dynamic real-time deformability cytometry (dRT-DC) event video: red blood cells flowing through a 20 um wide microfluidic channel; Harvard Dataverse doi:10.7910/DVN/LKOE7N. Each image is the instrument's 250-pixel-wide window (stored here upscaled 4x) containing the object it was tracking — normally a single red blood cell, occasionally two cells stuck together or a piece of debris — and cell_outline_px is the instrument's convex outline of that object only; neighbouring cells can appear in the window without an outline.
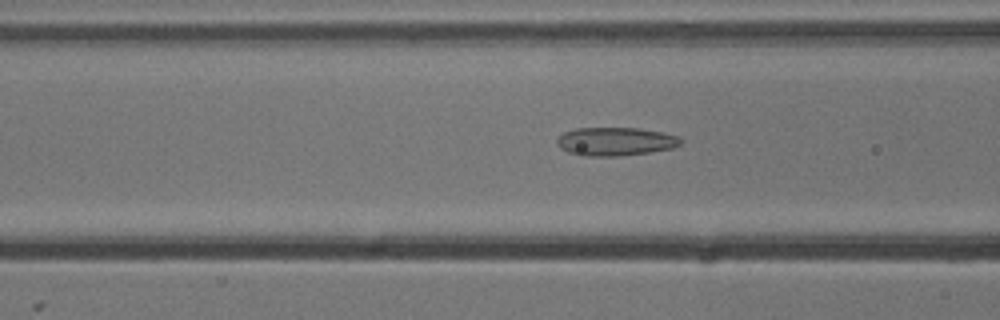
{"species": "common noctule bat (a hibernating species)", "species_latin": "Nyctalus noctula", "temperature_condition": "cold", "stored_images_in_passage": 54, "camera_frame_rate_fps": 3000, "um_per_image_px": 0.085, "animal": {"sex": "male", "body_mass_g": 13.3}, "frame": {"image": 1, "passage_image": 21, "time_ms": 6.667, "image_size_px": [1000, 320], "cell_outline_px": [[684, 140], [680, 144], [672, 148], [648, 152], [616, 156], [584, 156], [568, 152], [560, 148], [556, 144], [556, 140], [564, 132], [576, 128], [640, 128], [680, 136]], "centroid_in_image_um": [52.3, 12.02], "position_along_channel_um": 114.3, "area_um2": 20.46}}
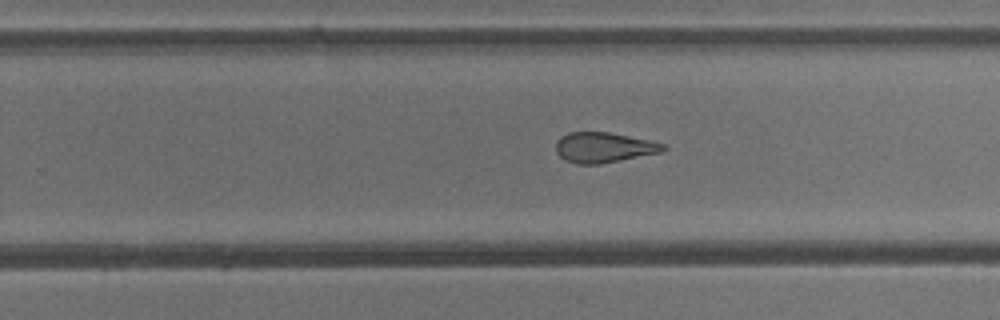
{"frame": {"image": 2, "passage_image": 34, "time_ms": 11.0, "image_size_px": [1000, 320], "cell_outline_px": [[668, 148], [664, 152], [600, 164], [576, 164], [564, 160], [556, 152], [556, 140], [560, 136], [568, 132], [608, 132], [648, 140], [664, 144]], "centroid_in_image_um": [51.31, 12.54], "position_along_channel_um": 278.5, "area_um2": 19.07}}
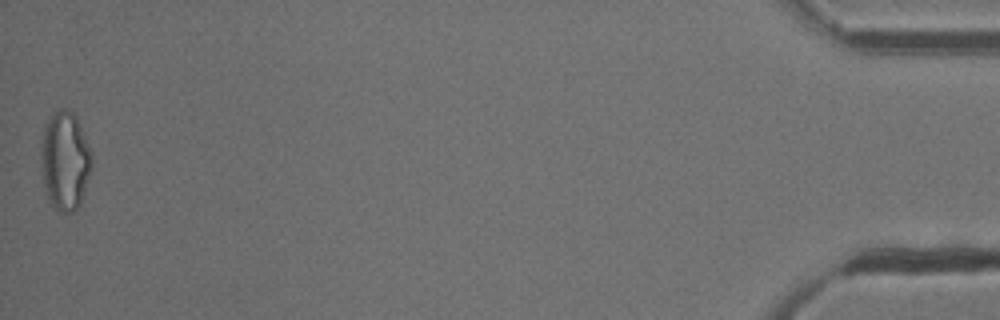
{"frame": {"image": 3, "passage_image": 54, "time_ms": 17.667, "image_size_px": [1000, 320], "cell_outline_px": [[92, 168], [80, 204], [72, 212], [60, 212], [48, 200], [44, 192], [40, 156], [40, 144], [44, 124], [52, 112], [60, 108], [72, 108], [76, 116], [92, 152]], "centroid_in_image_um": [5.5, 13.61], "position_along_channel_um": 429.7, "area_um2": 29.94}, "authors_computed_cell_mechanics": {"area_um2": 22.1374, "velocity_mm_per_s": 3.7963, "shape_relaxation_time_tau1_ms": 7.4375, "shape_relaxation_time_tau2_ms": 2.2274, "deformation_change_tau1": 0.1959, "deformation_change_tau2": 0.1188}}